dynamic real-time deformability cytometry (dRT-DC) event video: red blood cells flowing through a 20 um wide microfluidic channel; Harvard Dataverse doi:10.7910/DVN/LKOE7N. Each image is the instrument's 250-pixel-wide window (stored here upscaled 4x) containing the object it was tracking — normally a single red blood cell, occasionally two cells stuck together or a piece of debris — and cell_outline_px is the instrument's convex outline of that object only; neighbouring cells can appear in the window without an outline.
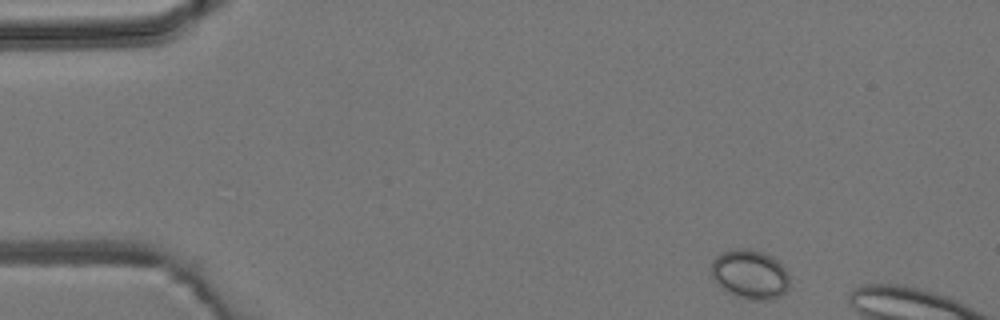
{"species": "common noctule bat (a hibernating species)", "species_latin": "Nyctalus noctula", "temperature_condition": "room temperature", "stored_images_in_passage": 5, "camera_frame_rate_fps": 3000, "um_per_image_px": 0.085, "animal": {"sex": "male", "body_mass_g": 19.2, "forearm_length_mm": 51.8}, "frame": {"image": 1, "passage_image": 1, "time_ms": 0.0, "image_size_px": [1000, 320], "cell_outline_px": [[788, 288], [780, 296], [772, 300], [748, 300], [736, 296], [720, 288], [716, 284], [712, 276], [712, 260], [716, 256], [732, 248], [752, 248], [764, 252], [772, 256], [788, 272]], "centroid_in_image_um": [63.73, 23.32], "position_along_channel_um": 21.3, "area_um2": 22.77}}